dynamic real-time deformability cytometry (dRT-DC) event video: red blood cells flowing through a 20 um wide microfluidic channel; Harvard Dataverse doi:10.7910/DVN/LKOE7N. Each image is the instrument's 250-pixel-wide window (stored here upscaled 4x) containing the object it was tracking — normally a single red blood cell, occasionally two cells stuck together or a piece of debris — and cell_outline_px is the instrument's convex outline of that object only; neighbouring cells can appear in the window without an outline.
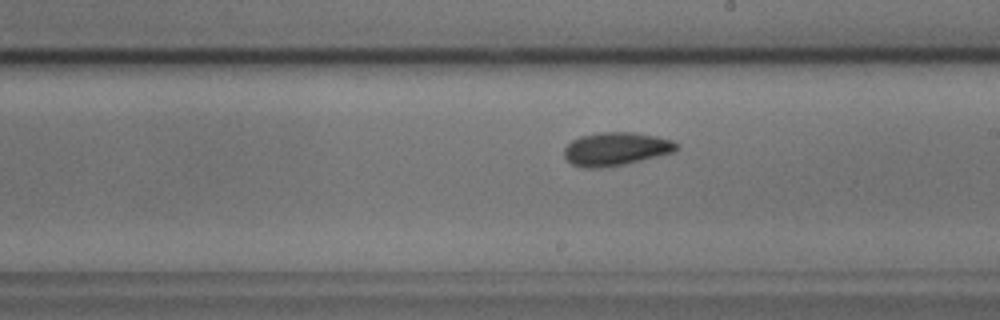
{"species": "common noctule bat (a hibernating species)", "species_latin": "Nyctalus noctula", "temperature_condition": "cold", "stored_images_in_passage": 24, "camera_frame_rate_fps": 3000, "um_per_image_px": 0.085, "animal": {"sex": "male", "body_mass_g": 17.9, "forearm_length_mm": 54.2}, "frame": {"image": 1, "passage_image": 21, "time_ms": 6.667, "image_size_px": [1000, 320], "cell_outline_px": [[680, 148], [676, 152], [624, 164], [600, 168], [584, 168], [572, 164], [564, 156], [564, 148], [572, 140], [580, 136], [600, 132], [632, 132], [656, 136], [672, 140], [680, 144]], "centroid_in_image_um": [52.39, 12.66], "position_along_channel_um": 236.6, "area_um2": 21.96}}